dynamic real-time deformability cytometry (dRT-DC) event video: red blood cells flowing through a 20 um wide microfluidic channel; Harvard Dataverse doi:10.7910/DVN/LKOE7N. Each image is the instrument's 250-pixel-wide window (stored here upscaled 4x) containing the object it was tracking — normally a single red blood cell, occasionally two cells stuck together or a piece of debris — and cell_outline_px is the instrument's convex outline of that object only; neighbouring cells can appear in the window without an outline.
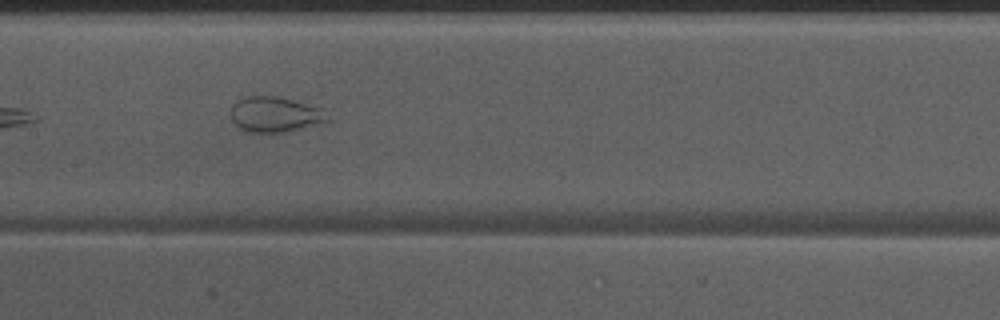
{"species": "Egyptian fruit bat (a non-hibernating species)", "species_latin": "Rousettus aegyptiacus", "temperature_condition": "warm", "stored_images_in_passage": 38, "camera_frame_rate_fps": 3000, "um_per_image_px": 0.085, "animal": {"sex": "male"}, "frame": {"image": 1, "passage_image": 12, "time_ms": 3.667, "image_size_px": [1000, 320], "cell_outline_px": [[328, 120], [292, 132], [240, 132], [236, 128], [232, 120], [232, 104], [236, 100], [248, 96], [280, 96], [320, 108]], "centroid_in_image_um": [23.29, 9.74], "position_along_channel_um": 184.1, "area_um2": 20.0}, "authors_computed_cell_mechanics": {"area_um2": 26.2123, "velocity_mm_per_s": 4.0566, "shape_relaxation_time_tau1_ms": null, "shape_relaxation_time_tau2_ms": 1.2495, "deformation_change_tau1": null, "deformation_change_tau2": 0.0584}}